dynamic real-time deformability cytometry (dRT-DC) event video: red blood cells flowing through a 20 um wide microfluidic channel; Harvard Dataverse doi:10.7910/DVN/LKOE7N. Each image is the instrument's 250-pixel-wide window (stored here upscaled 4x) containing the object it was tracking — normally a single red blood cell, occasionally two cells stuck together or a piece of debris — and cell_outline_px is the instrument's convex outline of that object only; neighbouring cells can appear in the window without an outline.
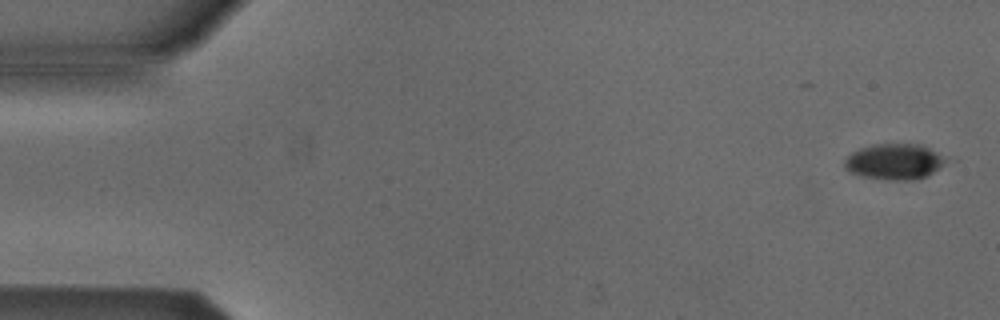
{"species": "Egyptian fruit bat (a non-hibernating species)", "species_latin": "Rousettus aegyptiacus", "temperature_condition": "cold", "stored_images_in_passage": 4, "camera_frame_rate_fps": 3000, "um_per_image_px": 0.085, "animal": {"sex": "male"}, "frame": {"image": 1, "passage_image": 1, "time_ms": 0.0, "image_size_px": [1000, 320], "cell_outline_px": [[948, 160], [940, 168], [928, 176], [912, 180], [888, 180], [860, 176], [848, 172], [844, 168], [844, 160], [852, 152], [860, 148], [872, 144], [920, 144], [928, 148]], "centroid_in_image_um": [75.98, 13.75], "position_along_channel_um": 9.0, "area_um2": 21.21}}